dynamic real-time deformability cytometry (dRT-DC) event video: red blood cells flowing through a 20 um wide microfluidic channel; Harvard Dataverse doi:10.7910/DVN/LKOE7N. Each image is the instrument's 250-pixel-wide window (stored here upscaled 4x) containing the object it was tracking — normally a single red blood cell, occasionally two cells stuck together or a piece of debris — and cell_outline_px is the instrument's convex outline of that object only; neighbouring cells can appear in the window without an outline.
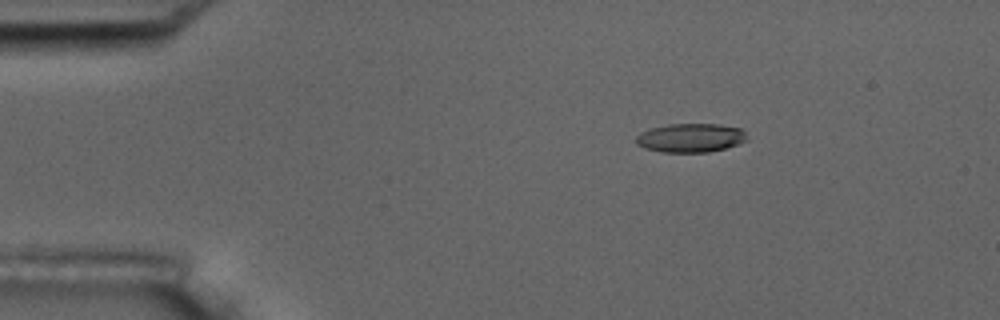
{"species": "common noctule bat (a hibernating species)", "species_latin": "Nyctalus noctula", "temperature_condition": "room temperature", "stored_images_in_passage": 5, "camera_frame_rate_fps": 3000, "um_per_image_px": 0.085, "animal": {"sex": "male", "body_mass_g": 17.5, "forearm_length_mm": 52.3}, "frame": {"image": 1, "passage_image": 3, "time_ms": 3.0, "image_size_px": [1000, 320], "cell_outline_px": [[748, 140], [724, 148], [708, 152], [660, 152], [644, 148], [636, 144], [636, 136], [640, 132], [652, 128], [668, 124], [720, 124], [740, 128], [744, 132]], "centroid_in_image_um": [58.67, 11.71], "position_along_channel_um": 26.3, "area_um2": 18.61}}